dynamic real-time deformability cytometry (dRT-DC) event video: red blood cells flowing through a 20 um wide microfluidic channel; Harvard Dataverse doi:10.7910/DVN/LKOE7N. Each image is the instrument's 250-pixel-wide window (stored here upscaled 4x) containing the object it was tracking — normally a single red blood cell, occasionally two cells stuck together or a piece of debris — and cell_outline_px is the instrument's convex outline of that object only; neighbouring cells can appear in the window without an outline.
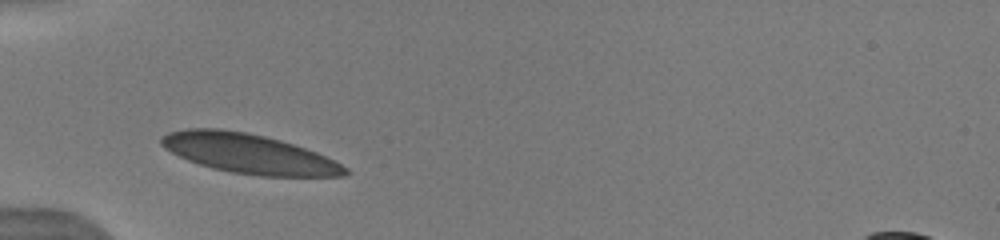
{"species": "human", "species_latin": "Homo sapiens", "temperature_condition": "warm", "stored_images_in_passage": 37, "camera_frame_rate_fps": 3000, "um_per_image_px": 0.085, "donor": {"sex": "male"}, "frame": {"image": 1, "passage_image": 5, "time_ms": 1.333, "image_size_px": [1000, 240], "cell_outline_px": [[348, 172], [344, 176], [260, 176], [232, 172], [212, 168], [188, 160], [164, 148], [160, 144], [160, 136], [168, 132], [188, 128], [220, 128], [244, 132], [264, 136], [280, 140], [316, 152], [336, 160], [348, 168]], "centroid_in_image_um": [21.15, 13.05], "position_along_channel_um": 63.9, "area_um2": 42.25}}